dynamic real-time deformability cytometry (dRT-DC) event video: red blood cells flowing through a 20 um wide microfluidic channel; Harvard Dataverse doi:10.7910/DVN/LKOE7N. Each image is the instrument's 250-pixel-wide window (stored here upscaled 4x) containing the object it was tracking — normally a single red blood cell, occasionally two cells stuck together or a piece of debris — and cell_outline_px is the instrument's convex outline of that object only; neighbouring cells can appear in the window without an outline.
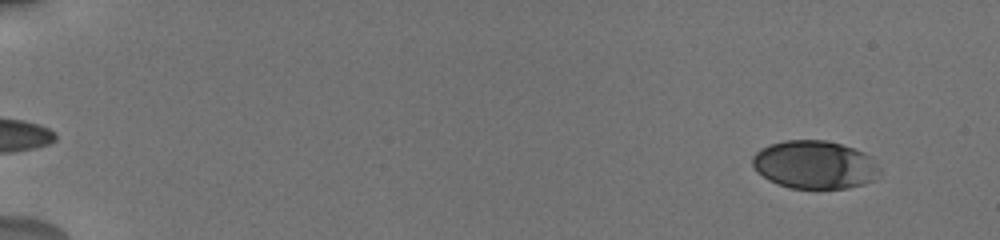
{"species": "human", "species_latin": "Homo sapiens", "temperature_condition": "cold", "stored_images_in_passage": 17, "camera_frame_rate_fps": 3000, "um_per_image_px": 0.085, "donor": {"sex": "male"}, "frame": {"image": 1, "passage_image": 4, "time_ms": 1.0, "image_size_px": [1000, 240], "cell_outline_px": [[880, 172], [872, 180], [864, 184], [848, 188], [792, 188], [776, 184], [768, 180], [752, 164], [752, 156], [760, 148], [768, 144], [784, 140], [824, 140], [840, 144], [864, 152], [880, 168]], "centroid_in_image_um": [69.22, 13.99], "position_along_channel_um": 15.8, "area_um2": 35.49}}
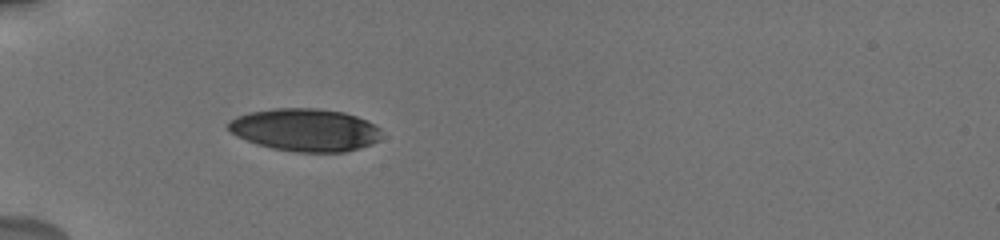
{"frame": {"image": 2, "passage_image": 15, "time_ms": 6.0, "image_size_px": [1000, 240], "cell_outline_px": [[380, 140], [372, 144], [360, 148], [344, 152], [296, 152], [272, 148], [256, 144], [236, 136], [228, 128], [228, 120], [236, 116], [248, 112], [272, 108], [320, 108], [344, 112], [356, 116], [376, 124], [380, 128]], "centroid_in_image_um": [25.94, 11.03], "position_along_channel_um": 59.1, "area_um2": 38.49}}
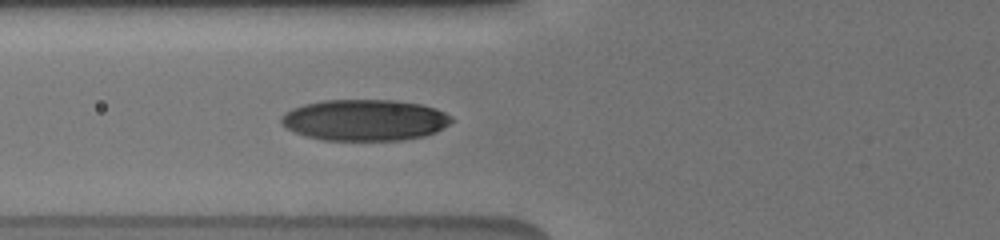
{"frame": {"image": 3, "passage_image": 17, "time_ms": 7.333, "image_size_px": [1000, 240], "cell_outline_px": [[452, 120], [448, 124], [436, 132], [424, 136], [400, 140], [324, 140], [304, 136], [288, 128], [280, 120], [280, 116], [292, 108], [304, 104], [324, 100], [396, 100], [420, 104], [436, 108], [452, 116]], "centroid_in_image_um": [31.01, 10.2], "position_along_channel_um": 94.8, "area_um2": 40.86}}